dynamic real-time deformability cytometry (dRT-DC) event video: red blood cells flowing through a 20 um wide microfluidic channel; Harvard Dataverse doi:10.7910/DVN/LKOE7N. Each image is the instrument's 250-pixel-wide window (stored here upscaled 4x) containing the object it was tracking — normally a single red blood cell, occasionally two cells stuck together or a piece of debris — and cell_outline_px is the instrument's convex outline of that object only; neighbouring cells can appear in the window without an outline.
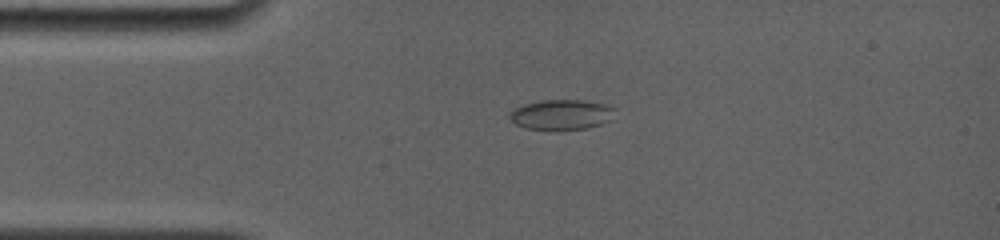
{"species": "common noctule bat (a hibernating species)", "species_latin": "Nyctalus noctula", "temperature_condition": "room temperature", "stored_images_in_passage": 31, "camera_frame_rate_fps": 4000, "um_per_image_px": 0.085, "animal": {"sex": "female", "body_mass_g": 19.0, "forearm_length_mm": 56.7}, "frame": {"image": 1, "passage_image": 3, "time_ms": 0.5, "image_size_px": [1000, 240], "cell_outline_px": [[616, 108], [612, 120], [588, 128], [524, 128], [516, 124], [508, 116], [516, 108], [524, 104], [544, 100], [584, 100], [604, 104]], "centroid_in_image_um": [47.78, 9.72], "position_along_channel_um": 37.2, "area_um2": 18.03}}
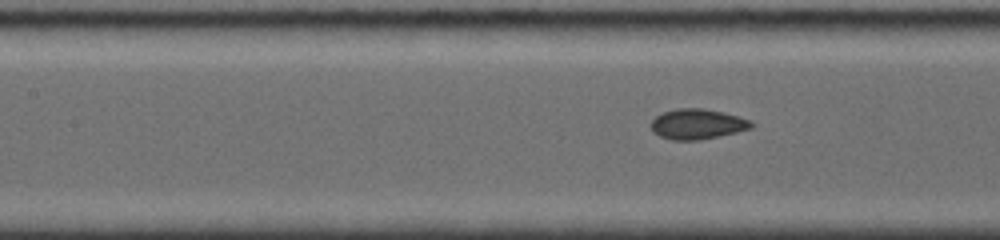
{"frame": {"image": 2, "passage_image": 16, "time_ms": 4.0, "image_size_px": [1000, 240], "cell_outline_px": [[756, 124], [752, 128], [736, 132], [700, 140], [672, 140], [660, 136], [652, 132], [648, 124], [656, 116], [664, 112], [676, 108], [704, 108], [724, 112], [740, 116], [752, 120]], "centroid_in_image_um": [59.28, 10.54], "position_along_channel_um": 148.1, "area_um2": 18.03}}
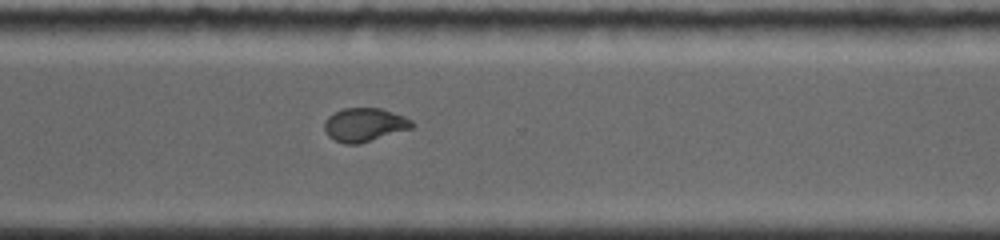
{"frame": {"image": 3, "passage_image": 31, "time_ms": 9.0, "image_size_px": [1000, 240], "cell_outline_px": [[412, 128], [360, 144], [344, 144], [328, 136], [324, 128], [324, 120], [328, 116], [344, 108], [380, 108], [404, 116], [412, 120]], "centroid_in_image_um": [30.96, 10.61], "position_along_channel_um": 339.6, "area_um2": 17.05}}